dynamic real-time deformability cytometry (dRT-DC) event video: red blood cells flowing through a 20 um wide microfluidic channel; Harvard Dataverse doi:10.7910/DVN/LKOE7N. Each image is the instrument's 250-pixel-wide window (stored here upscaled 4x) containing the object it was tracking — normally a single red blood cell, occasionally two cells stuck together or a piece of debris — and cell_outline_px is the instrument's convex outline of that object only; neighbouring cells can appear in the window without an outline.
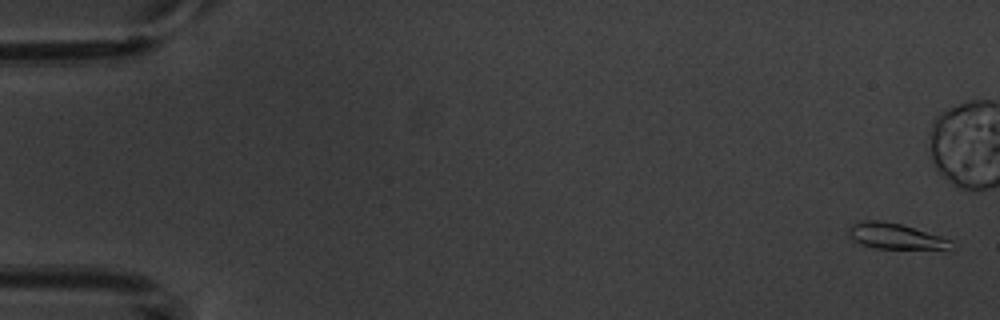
{"species": "common noctule bat (a hibernating species)", "species_latin": "Nyctalus noctula", "temperature_condition": "warm", "stored_images_in_passage": 10, "camera_frame_rate_fps": 3000, "um_per_image_px": 0.085, "animal": {"sex": "male", "body_mass_g": 20.1, "forearm_length_mm": 53.5}, "frame": {"image": 1, "passage_image": 1, "time_ms": 0.0, "image_size_px": [1000, 320], "cell_outline_px": [[952, 240], [948, 248], [876, 248], [860, 244], [852, 240], [848, 232], [848, 228], [852, 224], [864, 220], [880, 220], [900, 224], [940, 236]], "centroid_in_image_um": [76.0, 20.06], "position_along_channel_um": 9.0, "area_um2": 14.91}}